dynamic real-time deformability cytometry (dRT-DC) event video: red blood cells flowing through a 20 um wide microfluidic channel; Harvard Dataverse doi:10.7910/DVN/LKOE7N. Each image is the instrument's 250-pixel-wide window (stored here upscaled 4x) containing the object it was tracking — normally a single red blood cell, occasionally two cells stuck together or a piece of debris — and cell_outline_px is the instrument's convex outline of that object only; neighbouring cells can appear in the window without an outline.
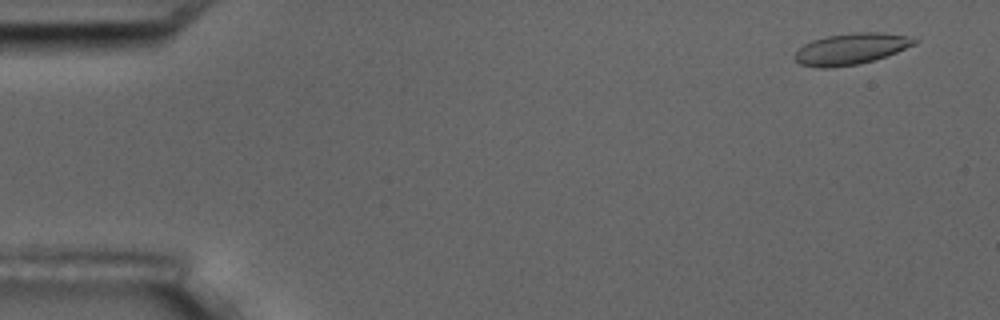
{"species": "common noctule bat (a hibernating species)", "species_latin": "Nyctalus noctula", "temperature_condition": "room temperature", "stored_images_in_passage": 16, "camera_frame_rate_fps": 3000, "um_per_image_px": 0.085, "animal": {"sex": "male", "body_mass_g": 17.5, "forearm_length_mm": 52.3}, "frame": {"image": 1, "passage_image": 1, "time_ms": 0.0, "image_size_px": [1000, 320], "cell_outline_px": [[920, 40], [916, 44], [896, 52], [872, 60], [856, 64], [828, 68], [820, 68], [800, 64], [792, 56], [804, 44], [812, 40], [828, 36], [852, 32], [880, 32], [912, 36]], "centroid_in_image_um": [72.35, 4.14], "position_along_channel_um": 12.6, "area_um2": 21.73}}
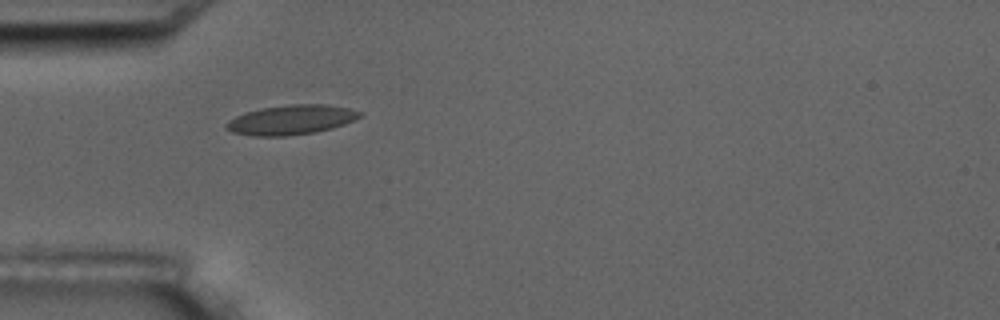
{"frame": {"image": 2, "passage_image": 5, "time_ms": 4.667, "image_size_px": [1000, 320], "cell_outline_px": [[364, 116], [344, 124], [332, 128], [316, 132], [288, 136], [252, 136], [232, 132], [224, 128], [224, 124], [228, 120], [244, 112], [260, 108], [288, 104], [328, 104], [348, 108], [364, 112]], "centroid_in_image_um": [24.75, 10.18], "position_along_channel_um": 60.3, "area_um2": 23.47}}
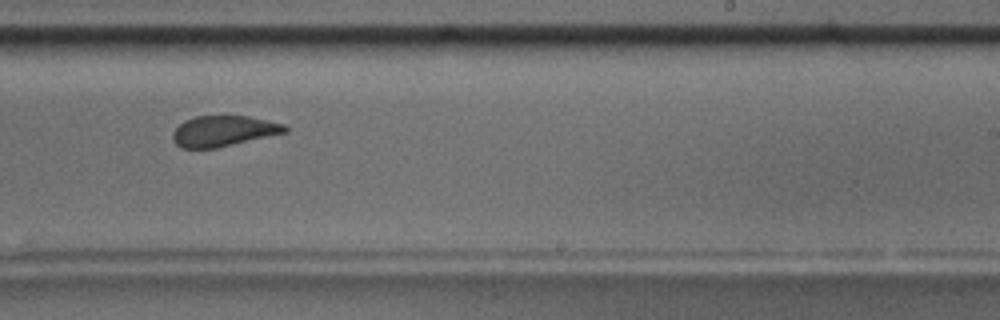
{"frame": {"image": 3, "passage_image": 10, "time_ms": 10.667, "image_size_px": [1000, 320], "cell_outline_px": [[288, 132], [216, 148], [180, 148], [172, 140], [172, 132], [184, 120], [196, 116], [248, 116], [268, 120], [284, 124], [288, 128]], "centroid_in_image_um": [18.99, 11.14], "position_along_channel_um": 270.0, "area_um2": 20.11}, "authors_computed_cell_mechanics": {"area_um2": 21.4727, "velocity_mm_per_s": 3.5471, "shape_relaxation_time_tau1_ms": 5.3696, "shape_relaxation_time_tau2_ms": null, "deformation_change_tau1": 0.1156, "deformation_change_tau2": null}}